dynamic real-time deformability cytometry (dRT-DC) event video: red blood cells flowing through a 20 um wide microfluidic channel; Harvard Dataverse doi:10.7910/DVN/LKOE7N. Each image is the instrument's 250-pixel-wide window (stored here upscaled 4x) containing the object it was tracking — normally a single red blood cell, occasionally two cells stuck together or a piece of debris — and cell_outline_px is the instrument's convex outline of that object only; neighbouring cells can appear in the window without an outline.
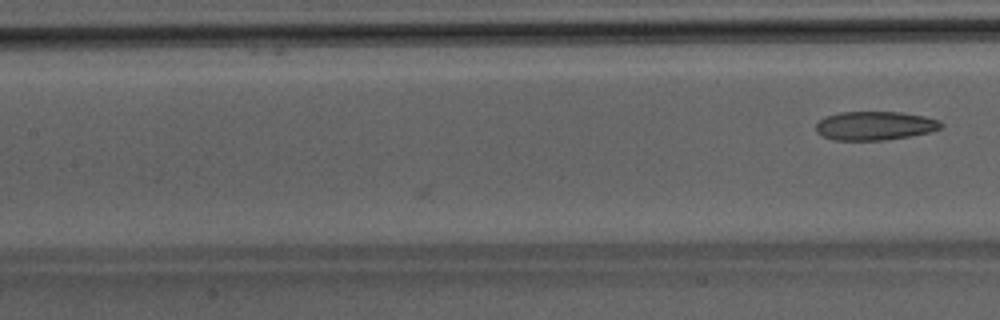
{"species": "Egyptian fruit bat (a non-hibernating species)", "species_latin": "Rousettus aegyptiacus", "temperature_condition": "room temperature", "stored_images_in_passage": 5, "camera_frame_rate_fps": 3000, "um_per_image_px": 0.085, "animal": {"sex": "male"}, "frame": {"image": 1, "passage_image": 5, "time_ms": 1.333, "image_size_px": [1000, 320], "cell_outline_px": [[944, 128], [932, 132], [884, 140], [832, 140], [816, 132], [816, 124], [824, 116], [840, 112], [900, 112], [924, 116], [940, 120], [944, 124]], "centroid_in_image_um": [74.39, 10.68], "position_along_channel_um": 133.0, "area_um2": 21.15}}